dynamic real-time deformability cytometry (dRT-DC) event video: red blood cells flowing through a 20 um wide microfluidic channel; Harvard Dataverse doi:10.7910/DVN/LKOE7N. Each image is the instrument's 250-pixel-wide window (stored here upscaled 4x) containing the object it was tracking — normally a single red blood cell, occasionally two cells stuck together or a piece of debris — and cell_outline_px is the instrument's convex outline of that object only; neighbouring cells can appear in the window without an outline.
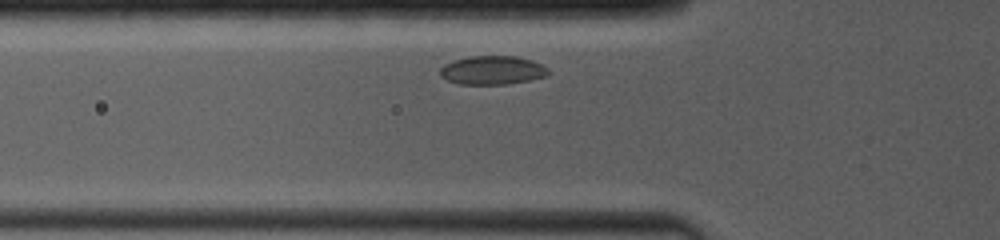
{"species": "common noctule bat (a hibernating species)", "species_latin": "Nyctalus noctula", "temperature_condition": "room temperature", "stored_images_in_passage": 28, "camera_frame_rate_fps": 4000, "um_per_image_px": 0.085, "animal": {"sex": "female", "body_mass_g": 19.0, "forearm_length_mm": 53.3}, "frame": {"image": 1, "passage_image": 3, "time_ms": 0.25, "image_size_px": [1000, 240], "cell_outline_px": [[548, 76], [508, 84], [460, 84], [448, 80], [440, 76], [440, 68], [444, 64], [452, 60], [468, 56], [516, 56], [532, 60], [548, 68]], "centroid_in_image_um": [41.83, 5.96], "position_along_channel_um": 84.0, "area_um2": 18.15}}
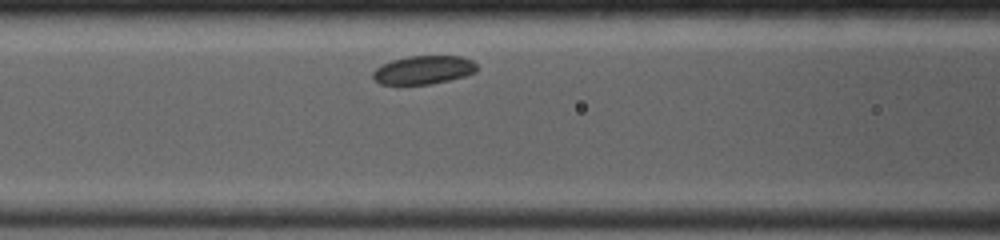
{"frame": {"image": 2, "passage_image": 14, "time_ms": 1.5, "image_size_px": [1000, 240], "cell_outline_px": [[476, 72], [464, 76], [432, 84], [380, 84], [372, 76], [372, 72], [376, 68], [392, 60], [408, 56], [464, 56], [472, 60], [476, 64]], "centroid_in_image_um": [36.01, 5.94], "position_along_channel_um": 130.6, "area_um2": 17.17}}
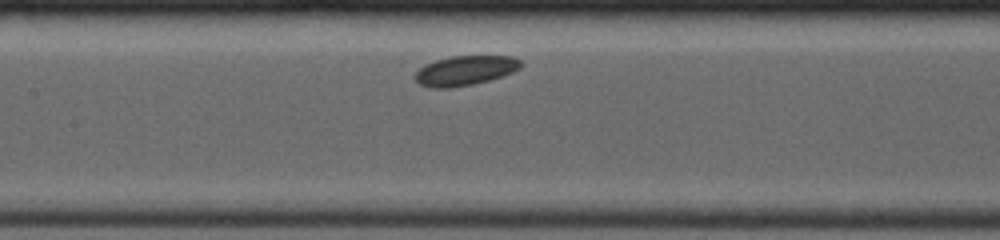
{"frame": {"image": 3, "passage_image": 23, "time_ms": 2.5, "image_size_px": [1000, 240], "cell_outline_px": [[524, 64], [520, 68], [512, 72], [488, 80], [472, 84], [452, 88], [432, 88], [420, 84], [412, 76], [424, 64], [436, 60], [452, 56], [512, 56], [520, 60]], "centroid_in_image_um": [39.51, 5.99], "position_along_channel_um": 167.9, "area_um2": 18.26}}